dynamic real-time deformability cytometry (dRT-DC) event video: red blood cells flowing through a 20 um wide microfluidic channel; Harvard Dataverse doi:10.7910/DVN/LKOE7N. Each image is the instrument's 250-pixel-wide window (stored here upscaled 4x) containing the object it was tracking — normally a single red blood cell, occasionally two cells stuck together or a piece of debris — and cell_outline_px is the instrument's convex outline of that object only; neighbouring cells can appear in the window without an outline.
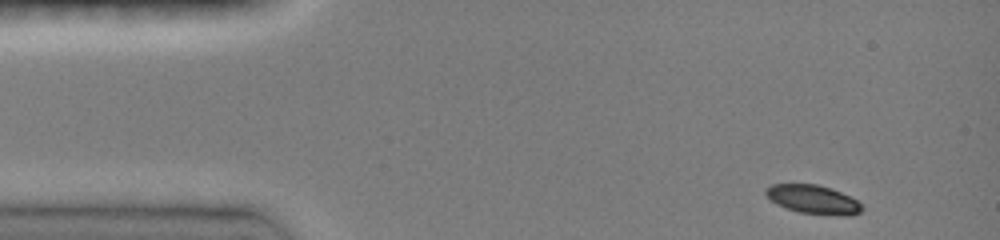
{"species": "common noctule bat (a hibernating species)", "species_latin": "Nyctalus noctula", "temperature_condition": "room temperature", "stored_images_in_passage": 26, "camera_frame_rate_fps": 3000, "um_per_image_px": 0.085, "animal": {"sex": "female", "body_mass_g": 19.0, "forearm_length_mm": 51.5}, "frame": {"image": 1, "passage_image": 1, "time_ms": 0.0, "image_size_px": [1000, 240], "cell_outline_px": [[864, 208], [860, 212], [852, 216], [848, 216], [800, 212], [776, 204], [764, 192], [764, 188], [772, 184], [816, 184], [832, 188], [856, 200]], "centroid_in_image_um": [69.12, 16.94], "position_along_channel_um": 15.9, "area_um2": 15.95}}
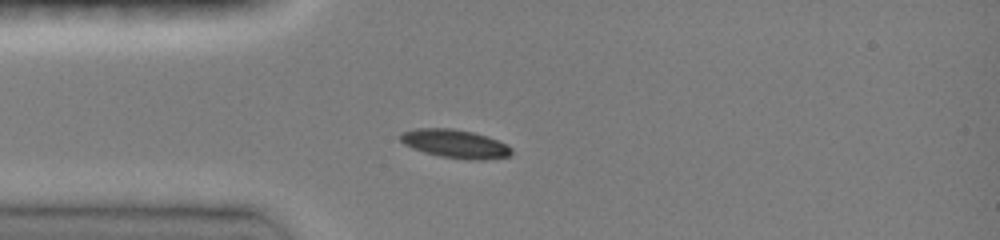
{"frame": {"image": 2, "passage_image": 11, "time_ms": 2.667, "image_size_px": [1000, 240], "cell_outline_px": [[512, 156], [484, 160], [472, 160], [440, 156], [424, 152], [412, 148], [404, 144], [400, 140], [400, 132], [416, 128], [452, 128], [472, 132], [488, 136], [512, 148]], "centroid_in_image_um": [38.68, 12.22], "position_along_channel_um": 46.3, "area_um2": 18.5}}
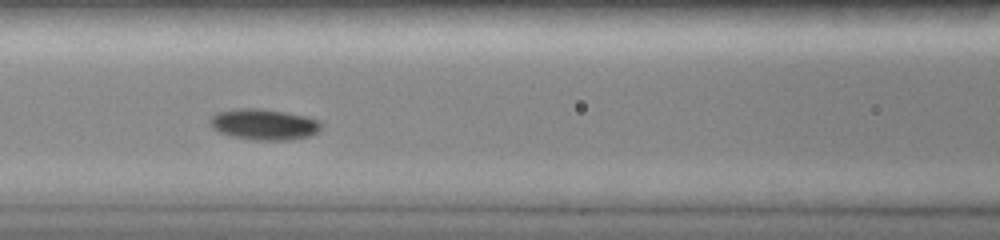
{"frame": {"image": 3, "passage_image": 22, "time_ms": 5.333, "image_size_px": [1000, 240], "cell_outline_px": [[320, 128], [316, 132], [308, 136], [288, 140], [252, 140], [232, 136], [220, 132], [212, 128], [208, 124], [208, 120], [216, 112], [236, 108], [260, 108], [308, 116], [320, 120]], "centroid_in_image_um": [22.39, 10.56], "position_along_channel_um": 144.2, "area_um2": 20.17}}